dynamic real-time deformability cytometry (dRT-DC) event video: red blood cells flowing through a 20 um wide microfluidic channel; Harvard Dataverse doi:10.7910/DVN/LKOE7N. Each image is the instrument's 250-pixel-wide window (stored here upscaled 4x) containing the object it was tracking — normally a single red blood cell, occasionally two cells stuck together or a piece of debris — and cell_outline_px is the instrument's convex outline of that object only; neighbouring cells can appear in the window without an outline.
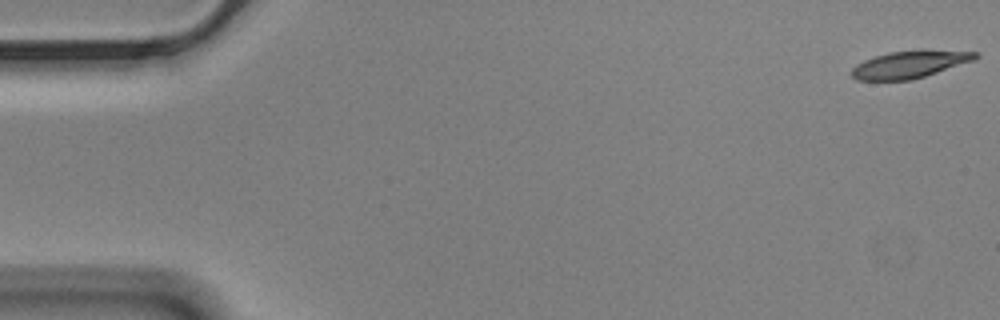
{"species": "Egyptian fruit bat (a non-hibernating species)", "species_latin": "Rousettus aegyptiacus", "temperature_condition": "cold", "stored_images_in_passage": 58, "camera_frame_rate_fps": 3000, "um_per_image_px": 0.085, "animal": {"sex": "male"}, "frame": {"image": 1, "passage_image": 1, "time_ms": 0.0, "image_size_px": [1000, 320], "cell_outline_px": [[980, 56], [976, 60], [912, 80], [856, 80], [848, 72], [856, 64], [864, 60], [888, 52], [920, 48], [924, 48], [980, 52]], "centroid_in_image_um": [77.38, 5.44], "position_along_channel_um": 7.6, "area_um2": 20.4}}
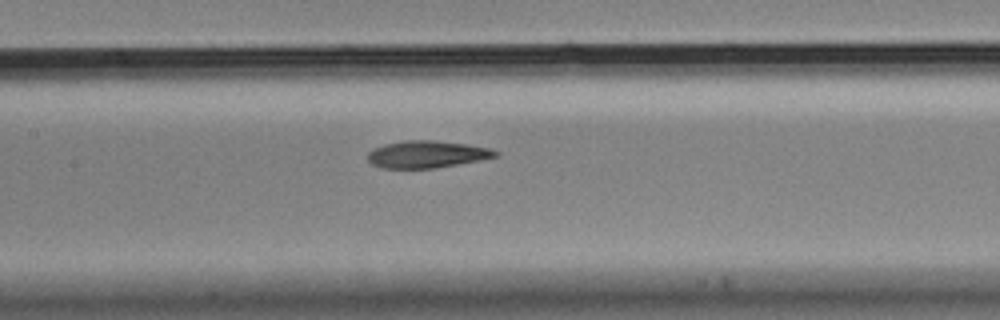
{"frame": {"image": 2, "passage_image": 27, "time_ms": 8.667, "image_size_px": [1000, 320], "cell_outline_px": [[500, 156], [480, 160], [436, 168], [380, 168], [372, 164], [368, 160], [368, 152], [372, 148], [384, 144], [404, 140], [436, 140], [468, 144], [488, 148], [500, 152]], "centroid_in_image_um": [36.28, 13.11], "position_along_channel_um": 171.1, "area_um2": 20.4}}
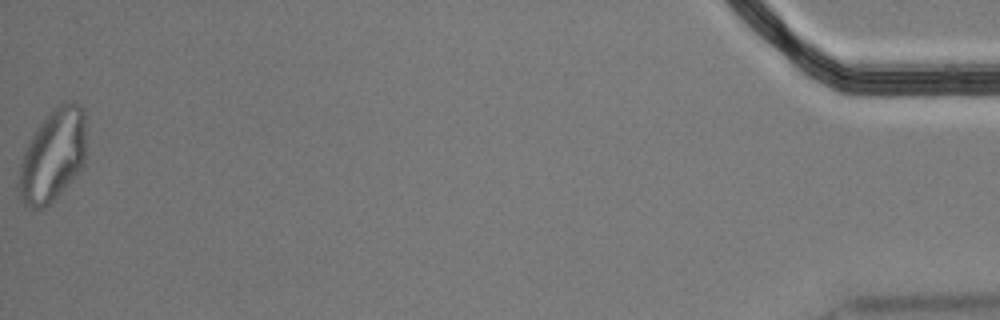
{"frame": {"image": 3, "passage_image": 58, "time_ms": 19.0, "image_size_px": [1000, 320], "cell_outline_px": [[84, 168], [44, 208], [32, 208], [24, 204], [16, 188], [16, 184], [20, 164], [24, 152], [32, 136], [40, 124], [56, 104], [68, 100], [76, 100], [84, 108]], "centroid_in_image_um": [4.48, 13.2], "position_along_channel_um": 430.7, "area_um2": 36.36}, "authors_computed_cell_mechanics": {"area_um2": 20.9814, "velocity_mm_per_s": 3.4607, "shape_relaxation_time_tau1_ms": null, "shape_relaxation_time_tau2_ms": 2.471, "deformation_change_tau1": null, "deformation_change_tau2": 0.1011}}